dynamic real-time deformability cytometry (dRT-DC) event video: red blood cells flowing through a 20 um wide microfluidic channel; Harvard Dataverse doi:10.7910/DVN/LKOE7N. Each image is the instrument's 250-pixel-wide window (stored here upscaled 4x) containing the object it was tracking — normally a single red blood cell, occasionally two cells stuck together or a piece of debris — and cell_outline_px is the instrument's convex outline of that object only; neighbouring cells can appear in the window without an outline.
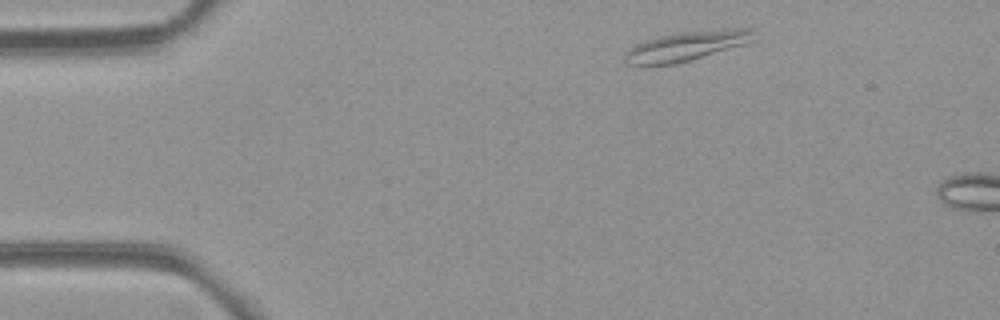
{"species": "common noctule bat (a hibernating species)", "species_latin": "Nyctalus noctula", "temperature_condition": "room temperature", "stored_images_in_passage": 3, "camera_frame_rate_fps": 3000, "um_per_image_px": 0.085, "animal": {"sex": "female", "body_mass_g": 21.9}, "frame": {"image": 1, "passage_image": 1, "time_ms": 0.0, "image_size_px": [1000, 320], "cell_outline_px": [[752, 40], [740, 44], [676, 64], [628, 64], [624, 60], [624, 52], [636, 44], [660, 36], [676, 32], [732, 28], [752, 28]], "centroid_in_image_um": [58.27, 3.89], "position_along_channel_um": 26.7, "area_um2": 21.39}}